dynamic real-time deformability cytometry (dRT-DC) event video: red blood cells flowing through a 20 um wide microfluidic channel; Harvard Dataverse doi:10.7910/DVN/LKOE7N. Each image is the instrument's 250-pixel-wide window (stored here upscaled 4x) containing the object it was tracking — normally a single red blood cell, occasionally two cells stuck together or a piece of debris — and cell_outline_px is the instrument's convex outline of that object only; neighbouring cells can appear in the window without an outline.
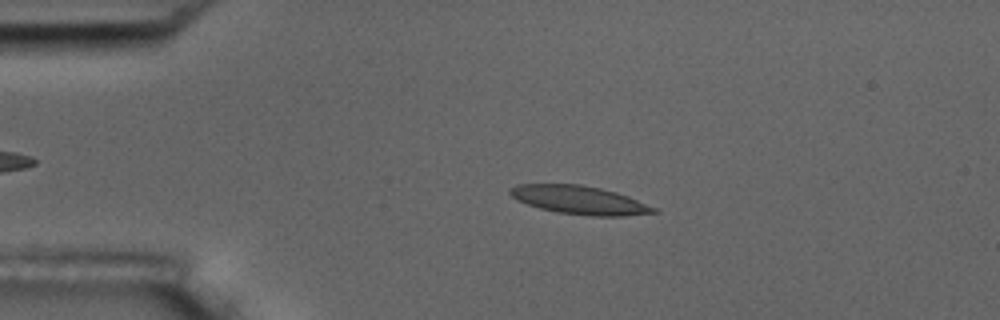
{"species": "common noctule bat (a hibernating species)", "species_latin": "Nyctalus noctula", "temperature_condition": "room temperature", "stored_images_in_passage": 5, "camera_frame_rate_fps": 3000, "um_per_image_px": 0.085, "animal": {"sex": "male", "body_mass_g": 17.5, "forearm_length_mm": 52.3}, "frame": {"image": 1, "passage_image": 4, "time_ms": 1.0, "image_size_px": [1000, 320], "cell_outline_px": [[660, 212], [624, 216], [592, 216], [556, 212], [540, 208], [516, 200], [508, 192], [508, 188], [516, 184], [580, 184], [600, 188], [616, 192], [628, 196], [660, 208]], "centroid_in_image_um": [49.29, 17.0], "position_along_channel_um": 35.7, "area_um2": 24.04}}